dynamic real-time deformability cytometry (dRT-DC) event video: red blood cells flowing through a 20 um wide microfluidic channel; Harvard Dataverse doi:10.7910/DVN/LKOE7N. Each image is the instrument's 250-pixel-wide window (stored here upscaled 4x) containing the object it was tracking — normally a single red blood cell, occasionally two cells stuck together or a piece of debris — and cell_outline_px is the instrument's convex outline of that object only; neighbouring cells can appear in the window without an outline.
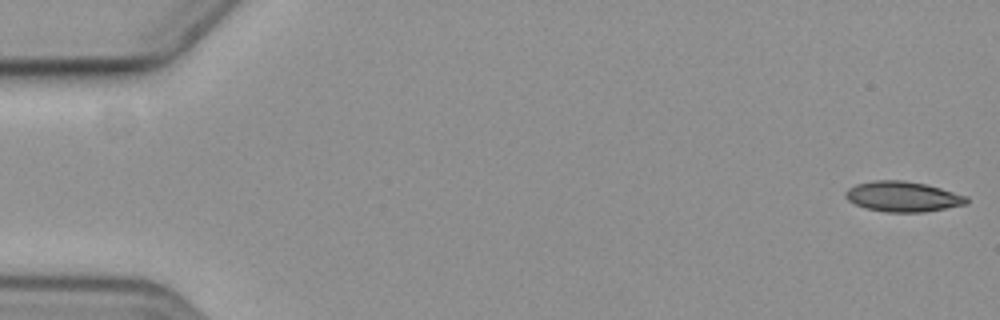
{"species": "common noctule bat (a hibernating species)", "species_latin": "Nyctalus noctula", "temperature_condition": "cold", "stored_images_in_passage": 6, "camera_frame_rate_fps": 3000, "um_per_image_px": 0.085, "animal": {"sex": "female", "body_mass_g": 19.3, "forearm_length_mm": 54.1}, "frame": {"image": 1, "passage_image": 1, "time_ms": 0.0, "image_size_px": [1000, 320], "cell_outline_px": [[968, 204], [924, 212], [884, 212], [868, 208], [856, 204], [848, 200], [844, 196], [844, 192], [848, 188], [856, 184], [872, 180], [900, 180], [924, 184], [940, 188], [968, 196]], "centroid_in_image_um": [76.73, 16.71], "position_along_channel_um": 8.3, "area_um2": 21.33}}